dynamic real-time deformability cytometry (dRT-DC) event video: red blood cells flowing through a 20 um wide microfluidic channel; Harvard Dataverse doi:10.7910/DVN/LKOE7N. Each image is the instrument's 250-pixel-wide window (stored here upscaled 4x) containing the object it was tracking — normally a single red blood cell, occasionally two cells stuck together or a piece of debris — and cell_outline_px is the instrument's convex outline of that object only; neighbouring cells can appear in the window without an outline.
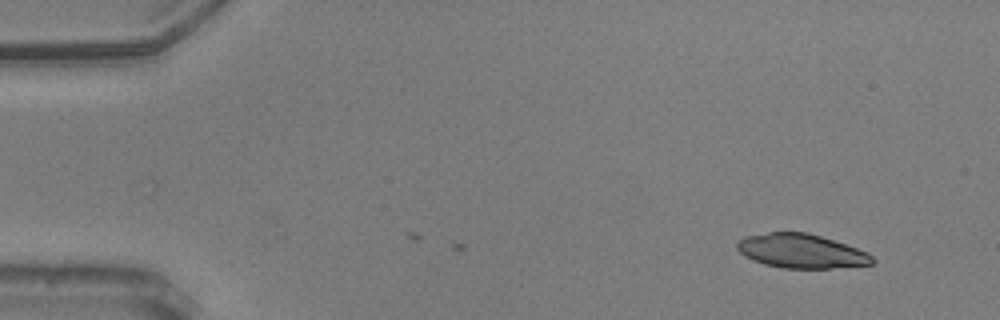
{"species": "common noctule bat (a hibernating species)", "species_latin": "Nyctalus noctula", "temperature_condition": "warm", "stored_images_in_passage": 7, "camera_frame_rate_fps": 3000, "um_per_image_px": 0.085, "animal": {"sex": "male", "body_mass_g": 20.5, "forearm_length_mm": 52.5}, "frame": {"image": 1, "passage_image": 7, "time_ms": 2.0, "image_size_px": [1000, 320], "cell_outline_px": [[876, 260], [872, 264], [828, 268], [784, 268], [764, 264], [752, 260], [744, 256], [736, 248], [736, 240], [744, 236], [768, 232], [808, 232], [868, 252]], "centroid_in_image_um": [68.05, 21.33], "position_along_channel_um": 17.0, "area_um2": 26.88}}